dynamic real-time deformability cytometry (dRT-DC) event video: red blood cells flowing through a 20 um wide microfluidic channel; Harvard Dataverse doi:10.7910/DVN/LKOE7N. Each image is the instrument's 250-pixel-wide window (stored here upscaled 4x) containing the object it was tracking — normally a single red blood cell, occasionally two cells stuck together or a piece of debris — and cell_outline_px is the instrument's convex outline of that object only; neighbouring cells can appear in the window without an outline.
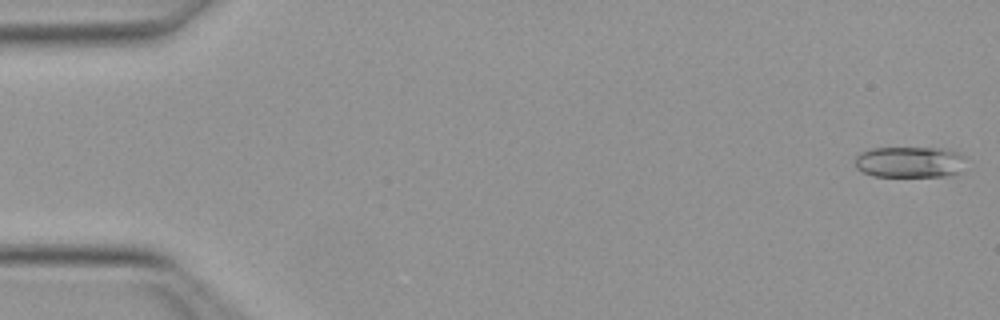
{"species": "Egyptian fruit bat (a non-hibernating species)", "species_latin": "Rousettus aegyptiacus", "temperature_condition": "warm", "stored_images_in_passage": 50, "camera_frame_rate_fps": 3000, "um_per_image_px": 0.085, "animal": {"sex": "female"}, "frame": {"image": 1, "passage_image": 1, "time_ms": 0.0, "image_size_px": [1000, 320], "cell_outline_px": [[964, 156], [960, 172], [952, 176], [872, 176], [856, 168], [856, 156], [860, 152], [872, 148], [948, 148], [960, 152]], "centroid_in_image_um": [77.35, 13.77], "position_along_channel_um": 7.7, "area_um2": 20.23}}
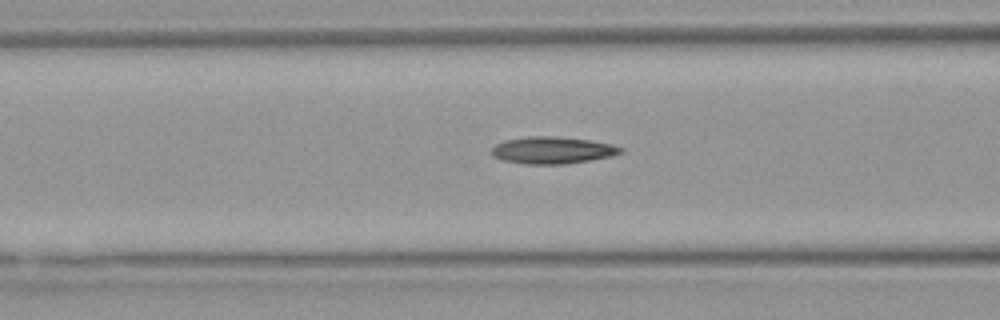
{"frame": {"image": 2, "passage_image": 20, "time_ms": 6.333, "image_size_px": [1000, 320], "cell_outline_px": [[624, 152], [612, 156], [568, 164], [524, 164], [504, 160], [492, 156], [492, 148], [496, 144], [504, 140], [528, 136], [556, 136], [588, 140], [612, 144], [624, 148]], "centroid_in_image_um": [46.98, 12.77], "position_along_channel_um": 119.6, "area_um2": 20.4}}
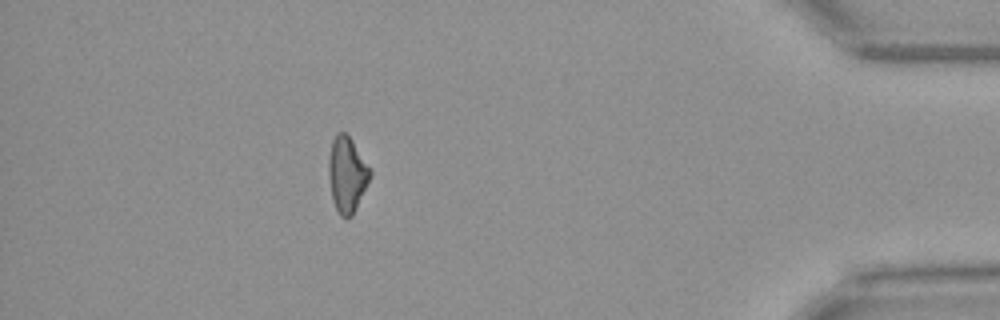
{"frame": {"image": 3, "passage_image": 45, "time_ms": 14.667, "image_size_px": [1000, 320], "cell_outline_px": [[372, 172], [356, 208], [352, 216], [340, 216], [332, 200], [328, 176], [328, 156], [332, 140], [336, 132], [344, 132], [352, 140]], "centroid_in_image_um": [29.46, 14.8], "position_along_channel_um": 405.7, "area_um2": 18.03}, "authors_computed_cell_mechanics": {"area_um2": 19.3052, "velocity_mm_per_s": 4.0341, "shape_relaxation_time_tau1_ms": 10.1304, "shape_relaxation_time_tau2_ms": 6.6375, "deformation_change_tau1": 0.2587, "deformation_change_tau2": 0.2028}}